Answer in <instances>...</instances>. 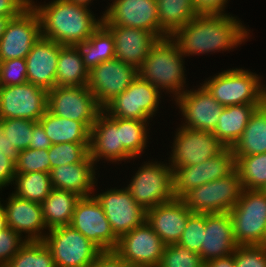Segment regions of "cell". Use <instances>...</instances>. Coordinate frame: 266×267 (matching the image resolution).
Listing matches in <instances>:
<instances>
[{
	"label": "cell",
	"instance_id": "1",
	"mask_svg": "<svg viewBox=\"0 0 266 267\" xmlns=\"http://www.w3.org/2000/svg\"><path fill=\"white\" fill-rule=\"evenodd\" d=\"M245 25L239 16L232 13L197 15L170 37L185 58L230 52L251 38V30Z\"/></svg>",
	"mask_w": 266,
	"mask_h": 267
},
{
	"label": "cell",
	"instance_id": "2",
	"mask_svg": "<svg viewBox=\"0 0 266 267\" xmlns=\"http://www.w3.org/2000/svg\"><path fill=\"white\" fill-rule=\"evenodd\" d=\"M42 3L31 0V6L40 18L41 36L63 46L81 44L102 24V16L94 14L89 7L68 0Z\"/></svg>",
	"mask_w": 266,
	"mask_h": 267
},
{
	"label": "cell",
	"instance_id": "3",
	"mask_svg": "<svg viewBox=\"0 0 266 267\" xmlns=\"http://www.w3.org/2000/svg\"><path fill=\"white\" fill-rule=\"evenodd\" d=\"M185 57L170 37L157 40L138 68V76L175 101L189 86ZM174 99V100H173Z\"/></svg>",
	"mask_w": 266,
	"mask_h": 267
},
{
	"label": "cell",
	"instance_id": "4",
	"mask_svg": "<svg viewBox=\"0 0 266 267\" xmlns=\"http://www.w3.org/2000/svg\"><path fill=\"white\" fill-rule=\"evenodd\" d=\"M263 76L250 69L228 68L206 78L202 86L222 106L264 104L266 83ZM265 84H264V83Z\"/></svg>",
	"mask_w": 266,
	"mask_h": 267
},
{
	"label": "cell",
	"instance_id": "5",
	"mask_svg": "<svg viewBox=\"0 0 266 267\" xmlns=\"http://www.w3.org/2000/svg\"><path fill=\"white\" fill-rule=\"evenodd\" d=\"M148 160L150 161H144L137 171H133L134 174L131 175L129 182L126 181L125 186L132 198L145 210L175 198L173 170L169 163L165 162V159L158 161L153 157Z\"/></svg>",
	"mask_w": 266,
	"mask_h": 267
},
{
	"label": "cell",
	"instance_id": "6",
	"mask_svg": "<svg viewBox=\"0 0 266 267\" xmlns=\"http://www.w3.org/2000/svg\"><path fill=\"white\" fill-rule=\"evenodd\" d=\"M243 187L237 169L231 174L187 192L181 199L192 213L229 212L238 202Z\"/></svg>",
	"mask_w": 266,
	"mask_h": 267
},
{
	"label": "cell",
	"instance_id": "7",
	"mask_svg": "<svg viewBox=\"0 0 266 267\" xmlns=\"http://www.w3.org/2000/svg\"><path fill=\"white\" fill-rule=\"evenodd\" d=\"M229 214L238 245H259L262 242L266 233V194L262 190L243 189Z\"/></svg>",
	"mask_w": 266,
	"mask_h": 267
},
{
	"label": "cell",
	"instance_id": "8",
	"mask_svg": "<svg viewBox=\"0 0 266 267\" xmlns=\"http://www.w3.org/2000/svg\"><path fill=\"white\" fill-rule=\"evenodd\" d=\"M165 95L139 76L130 86L110 101L103 111L112 117L153 121ZM161 103V104H160Z\"/></svg>",
	"mask_w": 266,
	"mask_h": 267
},
{
	"label": "cell",
	"instance_id": "9",
	"mask_svg": "<svg viewBox=\"0 0 266 267\" xmlns=\"http://www.w3.org/2000/svg\"><path fill=\"white\" fill-rule=\"evenodd\" d=\"M43 242L55 267H89L101 250L70 225L49 229Z\"/></svg>",
	"mask_w": 266,
	"mask_h": 267
},
{
	"label": "cell",
	"instance_id": "10",
	"mask_svg": "<svg viewBox=\"0 0 266 267\" xmlns=\"http://www.w3.org/2000/svg\"><path fill=\"white\" fill-rule=\"evenodd\" d=\"M170 146L168 163L171 168L198 165L218 155L226 147L212 132L178 125Z\"/></svg>",
	"mask_w": 266,
	"mask_h": 267
},
{
	"label": "cell",
	"instance_id": "11",
	"mask_svg": "<svg viewBox=\"0 0 266 267\" xmlns=\"http://www.w3.org/2000/svg\"><path fill=\"white\" fill-rule=\"evenodd\" d=\"M97 184L98 181L93 196L104 209L109 224L118 238L146 221V210L132 198L125 185L120 189L119 187H107L99 192Z\"/></svg>",
	"mask_w": 266,
	"mask_h": 267
},
{
	"label": "cell",
	"instance_id": "12",
	"mask_svg": "<svg viewBox=\"0 0 266 267\" xmlns=\"http://www.w3.org/2000/svg\"><path fill=\"white\" fill-rule=\"evenodd\" d=\"M47 109L54 115L82 122L90 131L103 110L88 86H55L48 91Z\"/></svg>",
	"mask_w": 266,
	"mask_h": 267
},
{
	"label": "cell",
	"instance_id": "13",
	"mask_svg": "<svg viewBox=\"0 0 266 267\" xmlns=\"http://www.w3.org/2000/svg\"><path fill=\"white\" fill-rule=\"evenodd\" d=\"M48 107V91L32 83L0 86V120L28 119L38 122Z\"/></svg>",
	"mask_w": 266,
	"mask_h": 267
},
{
	"label": "cell",
	"instance_id": "14",
	"mask_svg": "<svg viewBox=\"0 0 266 267\" xmlns=\"http://www.w3.org/2000/svg\"><path fill=\"white\" fill-rule=\"evenodd\" d=\"M197 88L184 91L173 103L179 108L180 126L213 132L218 124L224 106L199 83Z\"/></svg>",
	"mask_w": 266,
	"mask_h": 267
},
{
	"label": "cell",
	"instance_id": "15",
	"mask_svg": "<svg viewBox=\"0 0 266 267\" xmlns=\"http://www.w3.org/2000/svg\"><path fill=\"white\" fill-rule=\"evenodd\" d=\"M235 169L236 160L230 147L198 165L172 168L174 196L182 198L191 189L228 176Z\"/></svg>",
	"mask_w": 266,
	"mask_h": 267
},
{
	"label": "cell",
	"instance_id": "16",
	"mask_svg": "<svg viewBox=\"0 0 266 267\" xmlns=\"http://www.w3.org/2000/svg\"><path fill=\"white\" fill-rule=\"evenodd\" d=\"M69 225L101 251H111L117 247L119 238L114 234L104 209L93 195L80 198Z\"/></svg>",
	"mask_w": 266,
	"mask_h": 267
},
{
	"label": "cell",
	"instance_id": "17",
	"mask_svg": "<svg viewBox=\"0 0 266 267\" xmlns=\"http://www.w3.org/2000/svg\"><path fill=\"white\" fill-rule=\"evenodd\" d=\"M164 248V242L145 221L122 235L114 251L132 267H158Z\"/></svg>",
	"mask_w": 266,
	"mask_h": 267
},
{
	"label": "cell",
	"instance_id": "18",
	"mask_svg": "<svg viewBox=\"0 0 266 267\" xmlns=\"http://www.w3.org/2000/svg\"><path fill=\"white\" fill-rule=\"evenodd\" d=\"M138 77V69L119 59H111L89 71L88 88L103 109Z\"/></svg>",
	"mask_w": 266,
	"mask_h": 267
},
{
	"label": "cell",
	"instance_id": "19",
	"mask_svg": "<svg viewBox=\"0 0 266 267\" xmlns=\"http://www.w3.org/2000/svg\"><path fill=\"white\" fill-rule=\"evenodd\" d=\"M40 37V18L30 6L21 15L7 22L0 39V60L25 59Z\"/></svg>",
	"mask_w": 266,
	"mask_h": 267
},
{
	"label": "cell",
	"instance_id": "20",
	"mask_svg": "<svg viewBox=\"0 0 266 267\" xmlns=\"http://www.w3.org/2000/svg\"><path fill=\"white\" fill-rule=\"evenodd\" d=\"M90 157L98 167L101 161L111 164L128 163L134 159L120 145L119 118L108 115L103 110L97 116L90 133ZM100 162V163H99Z\"/></svg>",
	"mask_w": 266,
	"mask_h": 267
},
{
	"label": "cell",
	"instance_id": "21",
	"mask_svg": "<svg viewBox=\"0 0 266 267\" xmlns=\"http://www.w3.org/2000/svg\"><path fill=\"white\" fill-rule=\"evenodd\" d=\"M102 11L103 25L133 27L152 32L159 38L156 0H111Z\"/></svg>",
	"mask_w": 266,
	"mask_h": 267
},
{
	"label": "cell",
	"instance_id": "22",
	"mask_svg": "<svg viewBox=\"0 0 266 267\" xmlns=\"http://www.w3.org/2000/svg\"><path fill=\"white\" fill-rule=\"evenodd\" d=\"M2 199L0 197V205L5 212L7 225L26 241H43L48 229L41 204L20 198L12 192L6 200Z\"/></svg>",
	"mask_w": 266,
	"mask_h": 267
},
{
	"label": "cell",
	"instance_id": "23",
	"mask_svg": "<svg viewBox=\"0 0 266 267\" xmlns=\"http://www.w3.org/2000/svg\"><path fill=\"white\" fill-rule=\"evenodd\" d=\"M192 212L181 198L146 210V221L165 245L178 243Z\"/></svg>",
	"mask_w": 266,
	"mask_h": 267
},
{
	"label": "cell",
	"instance_id": "24",
	"mask_svg": "<svg viewBox=\"0 0 266 267\" xmlns=\"http://www.w3.org/2000/svg\"><path fill=\"white\" fill-rule=\"evenodd\" d=\"M62 47L53 40L42 36L39 38L25 58L29 83L47 91L56 86L58 56Z\"/></svg>",
	"mask_w": 266,
	"mask_h": 267
},
{
	"label": "cell",
	"instance_id": "25",
	"mask_svg": "<svg viewBox=\"0 0 266 267\" xmlns=\"http://www.w3.org/2000/svg\"><path fill=\"white\" fill-rule=\"evenodd\" d=\"M237 247L229 212L205 214V230L200 249L203 262L230 255Z\"/></svg>",
	"mask_w": 266,
	"mask_h": 267
},
{
	"label": "cell",
	"instance_id": "26",
	"mask_svg": "<svg viewBox=\"0 0 266 267\" xmlns=\"http://www.w3.org/2000/svg\"><path fill=\"white\" fill-rule=\"evenodd\" d=\"M113 35L115 41V58L137 69L150 53L159 39L152 32L116 25H104Z\"/></svg>",
	"mask_w": 266,
	"mask_h": 267
},
{
	"label": "cell",
	"instance_id": "27",
	"mask_svg": "<svg viewBox=\"0 0 266 267\" xmlns=\"http://www.w3.org/2000/svg\"><path fill=\"white\" fill-rule=\"evenodd\" d=\"M98 169L100 167L97 168L90 155L81 163L52 168L49 173L52 187L73 192L80 197L92 196L100 175Z\"/></svg>",
	"mask_w": 266,
	"mask_h": 267
},
{
	"label": "cell",
	"instance_id": "28",
	"mask_svg": "<svg viewBox=\"0 0 266 267\" xmlns=\"http://www.w3.org/2000/svg\"><path fill=\"white\" fill-rule=\"evenodd\" d=\"M262 105L242 104L224 107L212 133L225 147L232 148L242 136L251 115Z\"/></svg>",
	"mask_w": 266,
	"mask_h": 267
},
{
	"label": "cell",
	"instance_id": "29",
	"mask_svg": "<svg viewBox=\"0 0 266 267\" xmlns=\"http://www.w3.org/2000/svg\"><path fill=\"white\" fill-rule=\"evenodd\" d=\"M52 145L61 143H90L91 131L79 121L52 114L48 109L38 121Z\"/></svg>",
	"mask_w": 266,
	"mask_h": 267
},
{
	"label": "cell",
	"instance_id": "30",
	"mask_svg": "<svg viewBox=\"0 0 266 267\" xmlns=\"http://www.w3.org/2000/svg\"><path fill=\"white\" fill-rule=\"evenodd\" d=\"M232 150L236 161L243 156L266 153V102L251 115Z\"/></svg>",
	"mask_w": 266,
	"mask_h": 267
},
{
	"label": "cell",
	"instance_id": "31",
	"mask_svg": "<svg viewBox=\"0 0 266 267\" xmlns=\"http://www.w3.org/2000/svg\"><path fill=\"white\" fill-rule=\"evenodd\" d=\"M156 3L159 39L171 36L197 16L193 0H156Z\"/></svg>",
	"mask_w": 266,
	"mask_h": 267
},
{
	"label": "cell",
	"instance_id": "32",
	"mask_svg": "<svg viewBox=\"0 0 266 267\" xmlns=\"http://www.w3.org/2000/svg\"><path fill=\"white\" fill-rule=\"evenodd\" d=\"M80 198L73 192L53 188L41 203L47 229L69 225Z\"/></svg>",
	"mask_w": 266,
	"mask_h": 267
},
{
	"label": "cell",
	"instance_id": "33",
	"mask_svg": "<svg viewBox=\"0 0 266 267\" xmlns=\"http://www.w3.org/2000/svg\"><path fill=\"white\" fill-rule=\"evenodd\" d=\"M89 71L85 67L77 46L60 49L56 70V86L78 87L88 85Z\"/></svg>",
	"mask_w": 266,
	"mask_h": 267
},
{
	"label": "cell",
	"instance_id": "34",
	"mask_svg": "<svg viewBox=\"0 0 266 267\" xmlns=\"http://www.w3.org/2000/svg\"><path fill=\"white\" fill-rule=\"evenodd\" d=\"M77 47L88 71L105 61L115 58L114 37L103 24Z\"/></svg>",
	"mask_w": 266,
	"mask_h": 267
},
{
	"label": "cell",
	"instance_id": "35",
	"mask_svg": "<svg viewBox=\"0 0 266 267\" xmlns=\"http://www.w3.org/2000/svg\"><path fill=\"white\" fill-rule=\"evenodd\" d=\"M150 122L152 121L119 118L120 145L136 160L148 149L147 144L151 139Z\"/></svg>",
	"mask_w": 266,
	"mask_h": 267
},
{
	"label": "cell",
	"instance_id": "36",
	"mask_svg": "<svg viewBox=\"0 0 266 267\" xmlns=\"http://www.w3.org/2000/svg\"><path fill=\"white\" fill-rule=\"evenodd\" d=\"M12 185L14 195L39 204L53 189L50 174L45 172L16 174Z\"/></svg>",
	"mask_w": 266,
	"mask_h": 267
},
{
	"label": "cell",
	"instance_id": "37",
	"mask_svg": "<svg viewBox=\"0 0 266 267\" xmlns=\"http://www.w3.org/2000/svg\"><path fill=\"white\" fill-rule=\"evenodd\" d=\"M236 169L243 189L262 190L266 185V153L240 157Z\"/></svg>",
	"mask_w": 266,
	"mask_h": 267
},
{
	"label": "cell",
	"instance_id": "38",
	"mask_svg": "<svg viewBox=\"0 0 266 267\" xmlns=\"http://www.w3.org/2000/svg\"><path fill=\"white\" fill-rule=\"evenodd\" d=\"M7 265L8 267H55L51 252L43 241H27Z\"/></svg>",
	"mask_w": 266,
	"mask_h": 267
},
{
	"label": "cell",
	"instance_id": "39",
	"mask_svg": "<svg viewBox=\"0 0 266 267\" xmlns=\"http://www.w3.org/2000/svg\"><path fill=\"white\" fill-rule=\"evenodd\" d=\"M90 143H61L48 149L50 170L66 164L83 162L90 155Z\"/></svg>",
	"mask_w": 266,
	"mask_h": 267
},
{
	"label": "cell",
	"instance_id": "40",
	"mask_svg": "<svg viewBox=\"0 0 266 267\" xmlns=\"http://www.w3.org/2000/svg\"><path fill=\"white\" fill-rule=\"evenodd\" d=\"M36 123L28 119H3L0 120V129L10 144L22 151L29 148Z\"/></svg>",
	"mask_w": 266,
	"mask_h": 267
},
{
	"label": "cell",
	"instance_id": "41",
	"mask_svg": "<svg viewBox=\"0 0 266 267\" xmlns=\"http://www.w3.org/2000/svg\"><path fill=\"white\" fill-rule=\"evenodd\" d=\"M158 267H205L201 256L179 243L165 245Z\"/></svg>",
	"mask_w": 266,
	"mask_h": 267
},
{
	"label": "cell",
	"instance_id": "42",
	"mask_svg": "<svg viewBox=\"0 0 266 267\" xmlns=\"http://www.w3.org/2000/svg\"><path fill=\"white\" fill-rule=\"evenodd\" d=\"M16 163V174L30 172L50 173V159L46 149H25L19 151Z\"/></svg>",
	"mask_w": 266,
	"mask_h": 267
},
{
	"label": "cell",
	"instance_id": "43",
	"mask_svg": "<svg viewBox=\"0 0 266 267\" xmlns=\"http://www.w3.org/2000/svg\"><path fill=\"white\" fill-rule=\"evenodd\" d=\"M205 230V214L191 213L179 244L200 255Z\"/></svg>",
	"mask_w": 266,
	"mask_h": 267
},
{
	"label": "cell",
	"instance_id": "44",
	"mask_svg": "<svg viewBox=\"0 0 266 267\" xmlns=\"http://www.w3.org/2000/svg\"><path fill=\"white\" fill-rule=\"evenodd\" d=\"M27 82L25 59L15 58L1 61L0 86L21 85Z\"/></svg>",
	"mask_w": 266,
	"mask_h": 267
},
{
	"label": "cell",
	"instance_id": "45",
	"mask_svg": "<svg viewBox=\"0 0 266 267\" xmlns=\"http://www.w3.org/2000/svg\"><path fill=\"white\" fill-rule=\"evenodd\" d=\"M233 254L235 267H266V251L260 245H238Z\"/></svg>",
	"mask_w": 266,
	"mask_h": 267
},
{
	"label": "cell",
	"instance_id": "46",
	"mask_svg": "<svg viewBox=\"0 0 266 267\" xmlns=\"http://www.w3.org/2000/svg\"><path fill=\"white\" fill-rule=\"evenodd\" d=\"M27 241L9 226L0 231V265H7Z\"/></svg>",
	"mask_w": 266,
	"mask_h": 267
},
{
	"label": "cell",
	"instance_id": "47",
	"mask_svg": "<svg viewBox=\"0 0 266 267\" xmlns=\"http://www.w3.org/2000/svg\"><path fill=\"white\" fill-rule=\"evenodd\" d=\"M230 0H193L197 15H222L226 12Z\"/></svg>",
	"mask_w": 266,
	"mask_h": 267
},
{
	"label": "cell",
	"instance_id": "48",
	"mask_svg": "<svg viewBox=\"0 0 266 267\" xmlns=\"http://www.w3.org/2000/svg\"><path fill=\"white\" fill-rule=\"evenodd\" d=\"M16 175V163L13 159L0 154V193L3 189L12 186ZM5 187V188H4Z\"/></svg>",
	"mask_w": 266,
	"mask_h": 267
},
{
	"label": "cell",
	"instance_id": "49",
	"mask_svg": "<svg viewBox=\"0 0 266 267\" xmlns=\"http://www.w3.org/2000/svg\"><path fill=\"white\" fill-rule=\"evenodd\" d=\"M31 6V0H0V17H18Z\"/></svg>",
	"mask_w": 266,
	"mask_h": 267
},
{
	"label": "cell",
	"instance_id": "50",
	"mask_svg": "<svg viewBox=\"0 0 266 267\" xmlns=\"http://www.w3.org/2000/svg\"><path fill=\"white\" fill-rule=\"evenodd\" d=\"M89 267H132L114 250L101 251Z\"/></svg>",
	"mask_w": 266,
	"mask_h": 267
},
{
	"label": "cell",
	"instance_id": "51",
	"mask_svg": "<svg viewBox=\"0 0 266 267\" xmlns=\"http://www.w3.org/2000/svg\"><path fill=\"white\" fill-rule=\"evenodd\" d=\"M52 146L51 141L46 136L45 130L42 125L37 122L33 126V136L32 140L30 141L29 148L31 149H46L48 150Z\"/></svg>",
	"mask_w": 266,
	"mask_h": 267
},
{
	"label": "cell",
	"instance_id": "52",
	"mask_svg": "<svg viewBox=\"0 0 266 267\" xmlns=\"http://www.w3.org/2000/svg\"><path fill=\"white\" fill-rule=\"evenodd\" d=\"M0 154H4V156H7L11 159H13L15 162L18 159L19 151L10 144L8 139L4 136L3 132L0 129Z\"/></svg>",
	"mask_w": 266,
	"mask_h": 267
},
{
	"label": "cell",
	"instance_id": "53",
	"mask_svg": "<svg viewBox=\"0 0 266 267\" xmlns=\"http://www.w3.org/2000/svg\"><path fill=\"white\" fill-rule=\"evenodd\" d=\"M205 267H235L234 254L212 259L205 263Z\"/></svg>",
	"mask_w": 266,
	"mask_h": 267
},
{
	"label": "cell",
	"instance_id": "54",
	"mask_svg": "<svg viewBox=\"0 0 266 267\" xmlns=\"http://www.w3.org/2000/svg\"><path fill=\"white\" fill-rule=\"evenodd\" d=\"M7 227L8 225H7L6 215L3 208L0 205V231L6 229Z\"/></svg>",
	"mask_w": 266,
	"mask_h": 267
},
{
	"label": "cell",
	"instance_id": "55",
	"mask_svg": "<svg viewBox=\"0 0 266 267\" xmlns=\"http://www.w3.org/2000/svg\"><path fill=\"white\" fill-rule=\"evenodd\" d=\"M68 1L90 8L94 0H68Z\"/></svg>",
	"mask_w": 266,
	"mask_h": 267
},
{
	"label": "cell",
	"instance_id": "56",
	"mask_svg": "<svg viewBox=\"0 0 266 267\" xmlns=\"http://www.w3.org/2000/svg\"><path fill=\"white\" fill-rule=\"evenodd\" d=\"M8 21H9V18L0 17V39L2 37V34L4 33V30H5V27Z\"/></svg>",
	"mask_w": 266,
	"mask_h": 267
},
{
	"label": "cell",
	"instance_id": "57",
	"mask_svg": "<svg viewBox=\"0 0 266 267\" xmlns=\"http://www.w3.org/2000/svg\"><path fill=\"white\" fill-rule=\"evenodd\" d=\"M259 245L266 251V233L262 242Z\"/></svg>",
	"mask_w": 266,
	"mask_h": 267
},
{
	"label": "cell",
	"instance_id": "58",
	"mask_svg": "<svg viewBox=\"0 0 266 267\" xmlns=\"http://www.w3.org/2000/svg\"><path fill=\"white\" fill-rule=\"evenodd\" d=\"M262 191L266 194V185L264 186V188L262 189Z\"/></svg>",
	"mask_w": 266,
	"mask_h": 267
},
{
	"label": "cell",
	"instance_id": "59",
	"mask_svg": "<svg viewBox=\"0 0 266 267\" xmlns=\"http://www.w3.org/2000/svg\"><path fill=\"white\" fill-rule=\"evenodd\" d=\"M0 267H8V265H0Z\"/></svg>",
	"mask_w": 266,
	"mask_h": 267
}]
</instances>
